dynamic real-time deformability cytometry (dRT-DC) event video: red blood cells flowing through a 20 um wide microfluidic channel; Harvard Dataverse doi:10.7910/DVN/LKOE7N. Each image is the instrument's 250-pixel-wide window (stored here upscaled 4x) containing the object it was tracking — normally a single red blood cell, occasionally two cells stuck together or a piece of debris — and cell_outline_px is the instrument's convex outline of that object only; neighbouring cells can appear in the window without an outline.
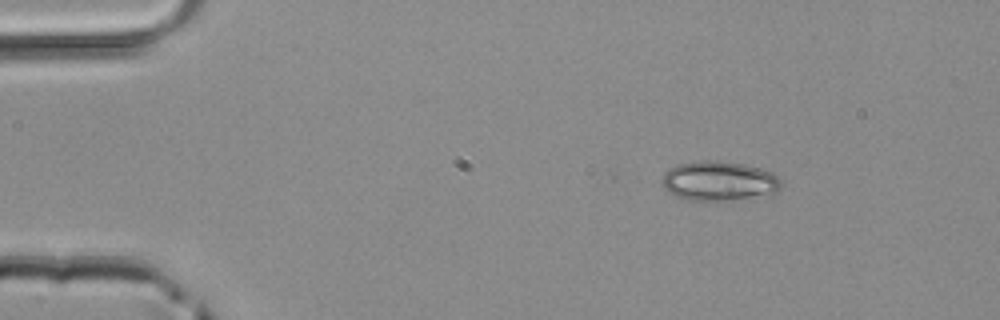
{"species": "common noctule bat (a hibernating species)", "species_latin": "Nyctalus noctula", "temperature_condition": "room temperature", "stored_images_in_passage": 41, "camera_frame_rate_fps": 3000, "um_per_image_px": 0.085, "animal": {"sex": "male", "body_mass_g": 20.4}, "frame": {"image": 1, "passage_image": 1, "time_ms": 0.0, "image_size_px": [1000, 320], "cell_outline_px": [[784, 184], [772, 196], [732, 200], [684, 200], [668, 192], [660, 184], [660, 180], [664, 172], [668, 168], [676, 164], [696, 160], [716, 160], [744, 164], [760, 168], [772, 172]], "centroid_in_image_um": [61.1, 15.39], "position_along_channel_um": 23.9, "area_um2": 28.32}}
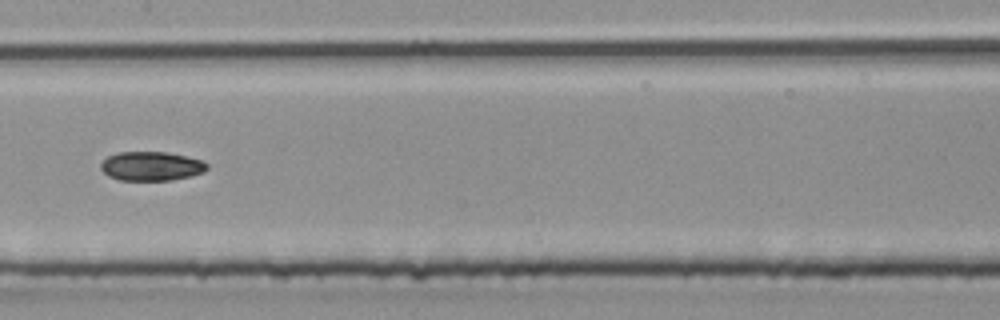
{"frame": {"image": 2, "passage_image": 18, "time_ms": 5.667, "image_size_px": [1000, 320], "cell_outline_px": [[208, 168], [204, 172], [192, 176], [172, 180], [120, 180], [108, 176], [100, 168], [100, 164], [108, 156], [120, 152], [168, 152], [200, 160], [208, 164]], "centroid_in_image_um": [12.86, 14.13], "position_along_channel_um": 194.5, "area_um2": 17.98}}